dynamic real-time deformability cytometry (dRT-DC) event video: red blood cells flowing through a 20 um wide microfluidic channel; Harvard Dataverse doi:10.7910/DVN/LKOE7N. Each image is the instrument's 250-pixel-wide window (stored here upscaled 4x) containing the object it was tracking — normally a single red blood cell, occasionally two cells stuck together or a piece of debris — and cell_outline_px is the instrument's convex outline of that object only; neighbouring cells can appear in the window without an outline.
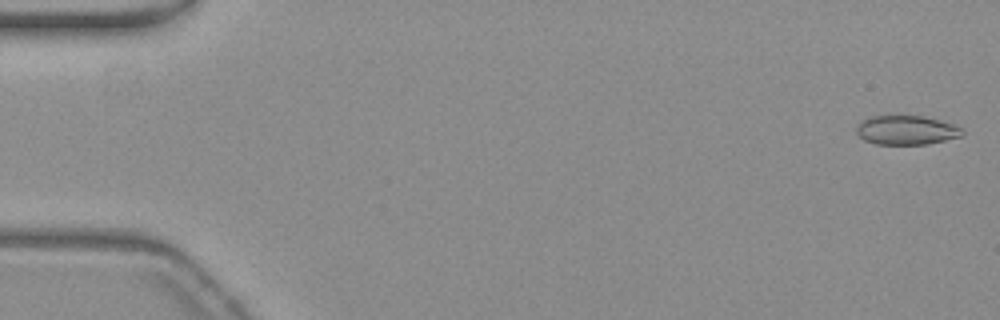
{"species": "common noctule bat (a hibernating species)", "species_latin": "Nyctalus noctula", "temperature_condition": "warm", "stored_images_in_passage": 56, "camera_frame_rate_fps": 3000, "um_per_image_px": 0.085, "animal": {"sex": "female", "body_mass_g": 19.3, "forearm_length_mm": 54.1}, "frame": {"image": 1, "passage_image": 1, "time_ms": 0.0, "image_size_px": [1000, 320], "cell_outline_px": [[964, 136], [928, 144], [876, 144], [864, 140], [856, 132], [856, 128], [860, 120], [872, 116], [924, 116], [956, 124], [964, 128]], "centroid_in_image_um": [77.1, 11.06], "position_along_channel_um": 7.9, "area_um2": 18.26}}
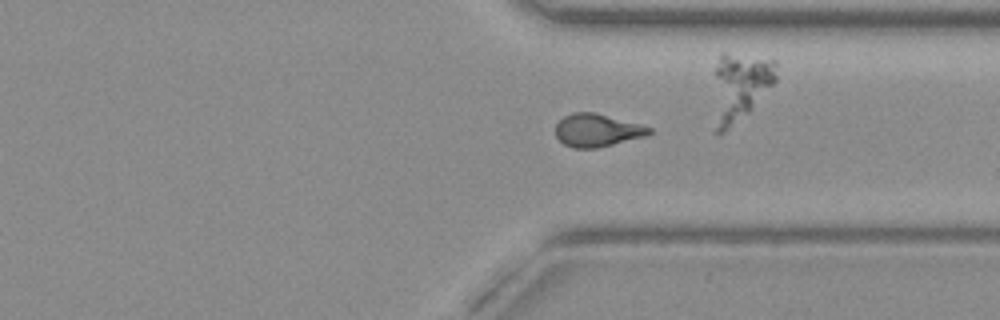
{"frame": {"image": 2, "passage_image": 42, "time_ms": 13.667, "image_size_px": [1000, 320], "cell_outline_px": [[652, 132], [644, 136], [596, 148], [572, 148], [564, 144], [556, 136], [556, 124], [564, 116], [572, 112], [592, 112], [640, 124], [652, 128]], "centroid_in_image_um": [50.72, 11.07], "position_along_channel_um": 360.7, "area_um2": 17.63}}
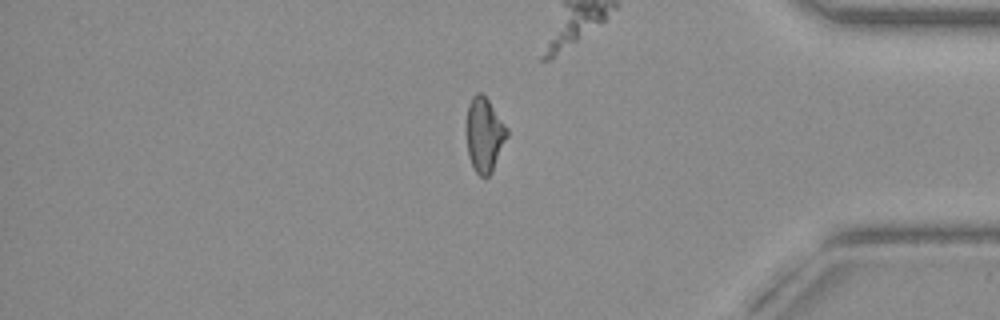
{"frame": {"image": 3, "passage_image": 47, "time_ms": 15.333, "image_size_px": [1000, 320], "cell_outline_px": [[508, 136], [492, 172], [488, 176], [480, 176], [476, 172], [468, 156], [468, 104], [472, 96], [476, 92], [480, 92], [488, 100], [508, 128]], "centroid_in_image_um": [41.2, 11.45], "position_along_channel_um": 394.0, "area_um2": 17.22}}